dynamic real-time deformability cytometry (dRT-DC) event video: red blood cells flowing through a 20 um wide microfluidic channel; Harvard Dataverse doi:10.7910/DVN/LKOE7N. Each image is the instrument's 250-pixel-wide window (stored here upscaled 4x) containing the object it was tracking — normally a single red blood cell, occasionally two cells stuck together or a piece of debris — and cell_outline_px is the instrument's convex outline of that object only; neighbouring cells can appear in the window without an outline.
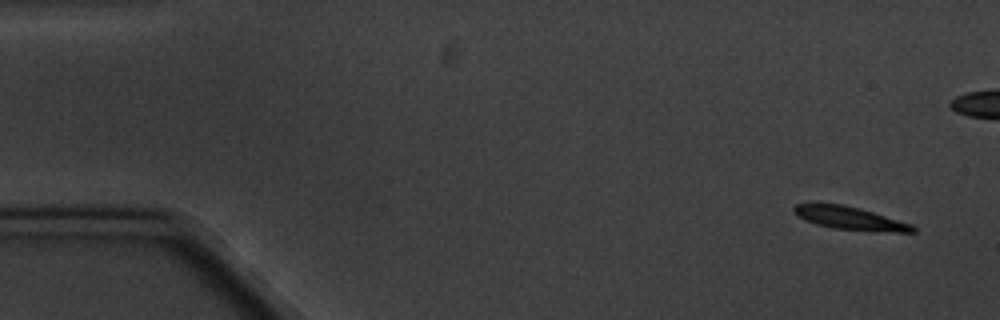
{"species": "common noctule bat (a hibernating species)", "species_latin": "Nyctalus noctula", "temperature_condition": "cold", "stored_images_in_passage": 6, "camera_frame_rate_fps": 3000, "um_per_image_px": 0.085, "animal": {"sex": "male", "body_mass_g": 20.1, "forearm_length_mm": 53.5}, "frame": {"image": 1, "passage_image": 1, "time_ms": 0.0, "image_size_px": [1000, 320], "cell_outline_px": [[916, 232], [896, 232], [832, 228], [816, 224], [804, 220], [796, 216], [792, 212], [792, 208], [796, 204], [844, 204], [872, 212], [912, 224], [916, 228]], "centroid_in_image_um": [72.2, 18.55], "position_along_channel_um": 12.8, "area_um2": 15.72}}